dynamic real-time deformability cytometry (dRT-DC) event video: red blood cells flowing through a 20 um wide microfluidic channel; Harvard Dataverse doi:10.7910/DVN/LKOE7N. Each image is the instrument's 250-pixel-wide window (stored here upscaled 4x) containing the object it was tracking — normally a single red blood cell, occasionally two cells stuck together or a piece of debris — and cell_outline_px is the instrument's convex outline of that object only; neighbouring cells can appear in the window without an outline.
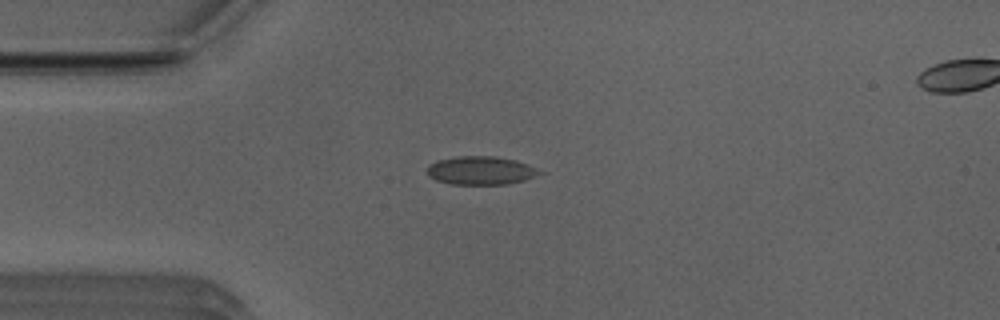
{"species": "Egyptian fruit bat (a non-hibernating species)", "species_latin": "Rousettus aegyptiacus", "temperature_condition": "room temperature", "stored_images_in_passage": 16, "camera_frame_rate_fps": 3000, "um_per_image_px": 0.085, "animal": {"sex": "male"}, "frame": {"image": 1, "passage_image": 1, "time_ms": 0.0, "image_size_px": [1000, 320], "cell_outline_px": [[544, 172], [524, 180], [508, 184], [452, 184], [436, 180], [428, 176], [428, 164], [436, 160], [456, 156], [496, 156], [516, 160], [528, 164]], "centroid_in_image_um": [40.85, 14.48], "position_along_channel_um": 44.1, "area_um2": 18.67}}
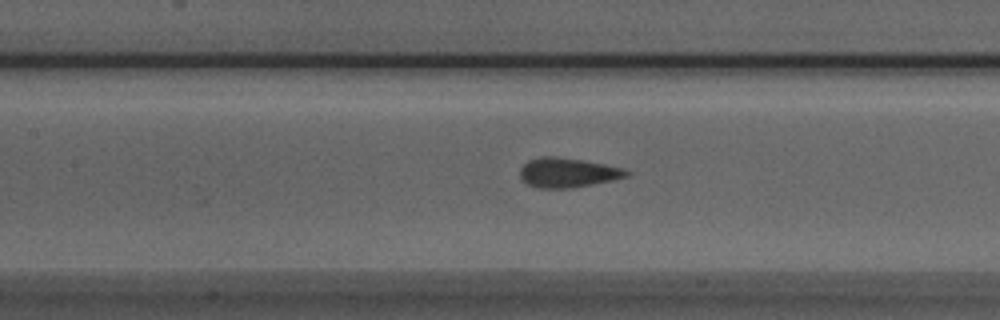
{"frame": {"image": 2, "passage_image": 11, "time_ms": 3.333, "image_size_px": [1000, 320], "cell_outline_px": [[632, 172], [628, 176], [612, 180], [572, 188], [540, 188], [528, 184], [520, 176], [520, 168], [528, 160], [540, 156], [556, 156], [584, 160], [624, 168]], "centroid_in_image_um": [48.27, 14.66], "position_along_channel_um": 159.1, "area_um2": 18.38}}